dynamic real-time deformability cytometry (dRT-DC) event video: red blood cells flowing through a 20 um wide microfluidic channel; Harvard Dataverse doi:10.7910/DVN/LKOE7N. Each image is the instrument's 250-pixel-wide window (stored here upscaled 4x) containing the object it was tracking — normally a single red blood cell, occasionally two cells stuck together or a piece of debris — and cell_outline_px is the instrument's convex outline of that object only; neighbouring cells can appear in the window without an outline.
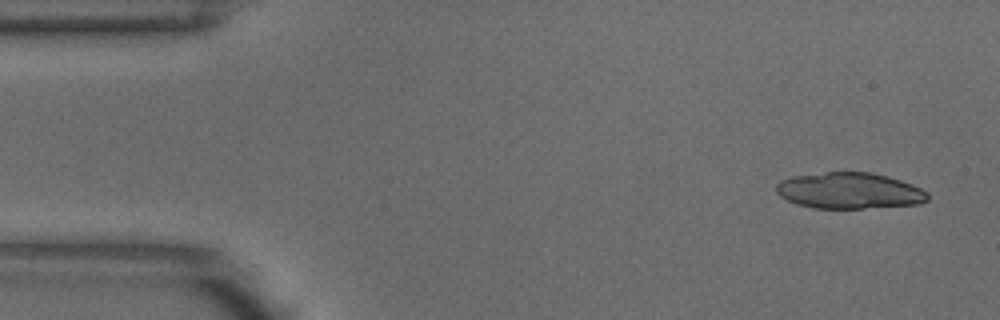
{"species": "common noctule bat (a hibernating species)", "species_latin": "Nyctalus noctula", "temperature_condition": "warm", "stored_images_in_passage": 4, "camera_frame_rate_fps": 3000, "um_per_image_px": 0.085, "animal": {"sex": "male", "body_mass_g": 18.8}, "frame": {"image": 1, "passage_image": 1, "time_ms": 0.0, "image_size_px": [1000, 320], "cell_outline_px": [[928, 200], [920, 204], [864, 208], [812, 208], [796, 204], [780, 196], [776, 192], [776, 184], [780, 180], [792, 176], [828, 172], [872, 172], [888, 176], [912, 184], [928, 192]], "centroid_in_image_um": [72.19, 16.21], "position_along_channel_um": 12.8, "area_um2": 32.02}}
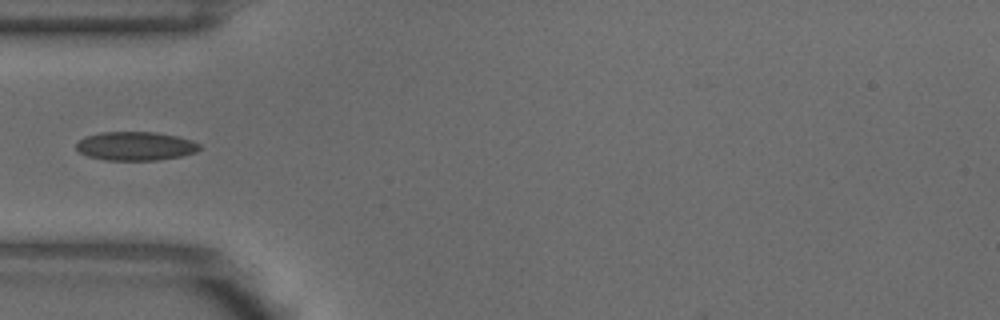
{"frame": {"image": 2, "passage_image": 4, "time_ms": 1.0, "image_size_px": [1000, 320], "cell_outline_px": [[200, 148], [196, 152], [180, 156], [156, 160], [104, 160], [88, 156], [80, 152], [76, 148], [76, 144], [84, 136], [100, 132], [156, 132], [176, 136], [192, 140], [200, 144]], "centroid_in_image_um": [11.5, 12.41], "position_along_channel_um": 73.5, "area_um2": 20.63}}